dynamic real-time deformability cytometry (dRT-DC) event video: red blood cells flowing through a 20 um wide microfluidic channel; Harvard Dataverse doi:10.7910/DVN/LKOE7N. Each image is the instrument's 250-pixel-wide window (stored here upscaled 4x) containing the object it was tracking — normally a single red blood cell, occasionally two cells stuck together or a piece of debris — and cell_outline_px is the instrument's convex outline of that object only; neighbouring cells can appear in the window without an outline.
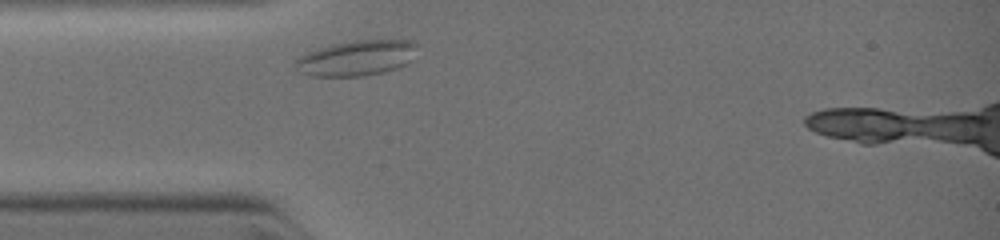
{"species": "common noctule bat (a hibernating species)", "species_latin": "Nyctalus noctula", "temperature_condition": "warm", "stored_images_in_passage": 1, "camera_frame_rate_fps": 3000, "um_per_image_px": 0.085, "animal": {"sex": "female", "body_mass_g": 19.0, "forearm_length_mm": 51.5}, "frame": {"image": 1, "passage_image": 1, "time_ms": 0.0, "image_size_px": [1000, 240], "cell_outline_px": [[416, 44], [412, 60], [396, 68], [384, 72], [364, 76], [308, 76], [300, 72], [296, 64], [296, 60], [300, 56], [308, 52], [332, 44], [352, 40], [408, 40]], "centroid_in_image_um": [30.3, 4.93], "position_along_channel_um": 54.7, "area_um2": 24.85}}